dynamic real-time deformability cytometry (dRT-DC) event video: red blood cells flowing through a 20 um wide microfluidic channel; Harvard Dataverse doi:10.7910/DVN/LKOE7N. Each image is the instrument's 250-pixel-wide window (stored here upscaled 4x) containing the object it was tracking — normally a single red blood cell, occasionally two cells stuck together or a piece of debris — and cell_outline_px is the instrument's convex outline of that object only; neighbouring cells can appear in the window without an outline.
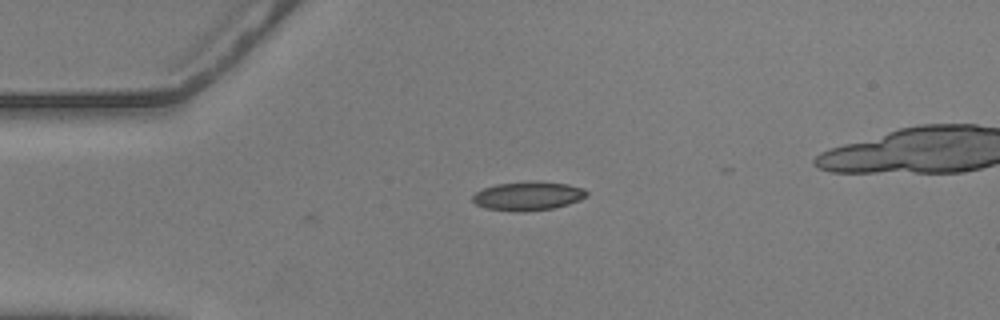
{"species": "common noctule bat (a hibernating species)", "species_latin": "Nyctalus noctula", "temperature_condition": "warm", "stored_images_in_passage": 36, "camera_frame_rate_fps": 3000, "um_per_image_px": 0.085, "animal": {"sex": "male", "body_mass_g": 20.5, "forearm_length_mm": 52.5}, "frame": {"image": 1, "passage_image": 1, "time_ms": 0.0, "image_size_px": [1000, 320], "cell_outline_px": [[588, 196], [580, 200], [556, 208], [520, 212], [512, 212], [484, 208], [476, 204], [472, 200], [472, 196], [476, 192], [484, 188], [496, 184], [532, 180], [536, 180], [568, 184], [584, 188], [588, 192]], "centroid_in_image_um": [44.9, 16.65], "position_along_channel_um": 40.1, "area_um2": 19.59}}
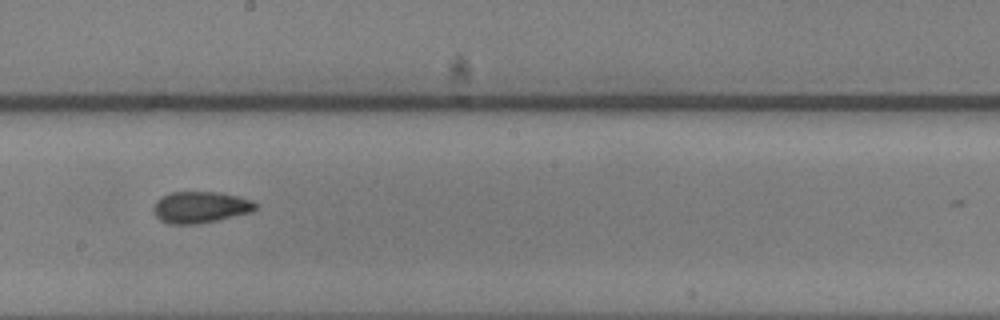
{"frame": {"image": 2, "passage_image": 19, "time_ms": 6.0, "image_size_px": [1000, 320], "cell_outline_px": [[256, 208], [252, 212], [216, 220], [196, 224], [168, 224], [160, 220], [156, 216], [152, 208], [156, 200], [160, 196], [168, 192], [216, 192], [236, 196], [252, 200], [256, 204]], "centroid_in_image_um": [16.98, 17.61], "position_along_channel_um": 231.2, "area_um2": 18.73}}
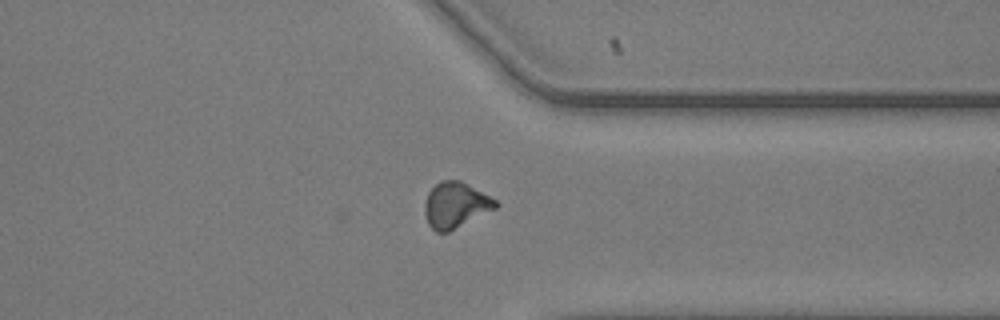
{"frame": {"image": 3, "passage_image": 31, "time_ms": 10.0, "image_size_px": [1000, 320], "cell_outline_px": [[500, 204], [496, 208], [448, 232], [436, 232], [428, 224], [424, 212], [424, 204], [428, 192], [440, 180], [460, 180], [496, 200]], "centroid_in_image_um": [38.7, 17.43], "position_along_channel_um": 372.7, "area_um2": 18.73}, "authors_computed_cell_mechanics": {"area_um2": 18.5827, "velocity_mm_per_s": 3.6096, "shape_relaxation_time_tau1_ms": null, "shape_relaxation_time_tau2_ms": 2.5022, "deformation_change_tau1": null, "deformation_change_tau2": 0.0873}}